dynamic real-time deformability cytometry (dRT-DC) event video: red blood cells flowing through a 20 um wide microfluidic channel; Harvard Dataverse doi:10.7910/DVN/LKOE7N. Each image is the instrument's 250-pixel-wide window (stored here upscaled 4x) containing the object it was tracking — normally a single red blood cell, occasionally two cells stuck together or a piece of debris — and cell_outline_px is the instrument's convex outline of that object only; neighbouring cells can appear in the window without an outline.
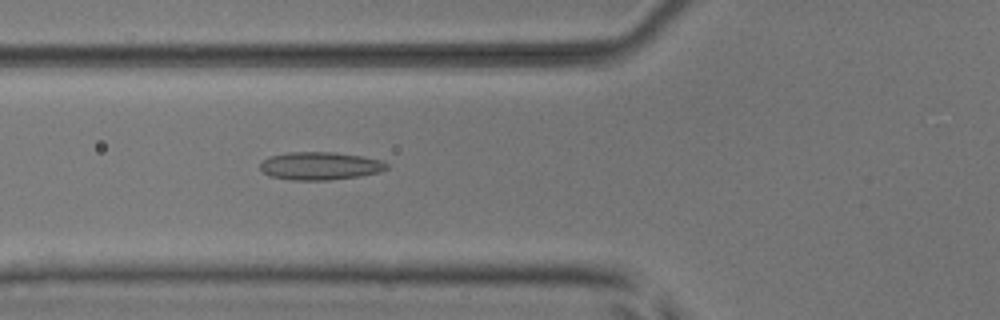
{"species": "common noctule bat (a hibernating species)", "species_latin": "Nyctalus noctula", "temperature_condition": "room temperature", "stored_images_in_passage": 52, "camera_frame_rate_fps": 3000, "um_per_image_px": 0.085, "animal": {"sex": "male", "body_mass_g": 17.9, "forearm_length_mm": 54.2}, "frame": {"image": 1, "passage_image": 19, "time_ms": 6.0, "image_size_px": [1000, 320], "cell_outline_px": [[388, 168], [380, 172], [360, 176], [328, 180], [292, 180], [268, 176], [260, 168], [260, 164], [268, 156], [288, 152], [336, 152], [360, 156], [380, 160], [388, 164]], "centroid_in_image_um": [27.19, 14.1], "position_along_channel_um": 98.6, "area_um2": 20.63}}
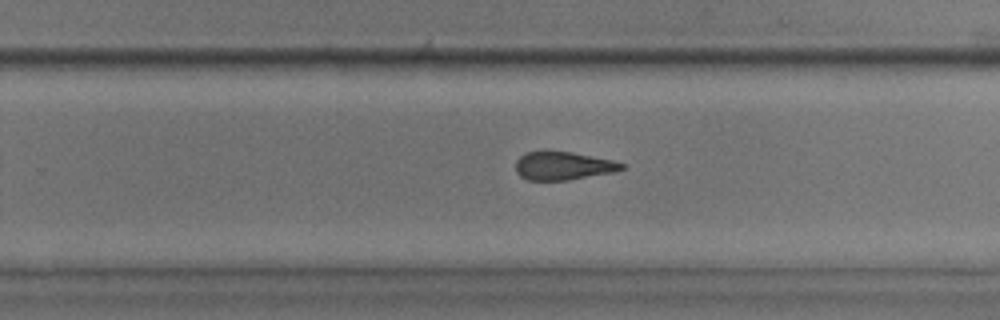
{"frame": {"image": 2, "passage_image": 33, "time_ms": 10.667, "image_size_px": [1000, 320], "cell_outline_px": [[624, 168], [616, 172], [568, 180], [528, 180], [520, 176], [516, 172], [516, 160], [520, 156], [528, 152], [544, 148], [572, 152], [612, 160], [624, 164]], "centroid_in_image_um": [47.83, 14.06], "position_along_channel_um": 282.0, "area_um2": 17.92}}
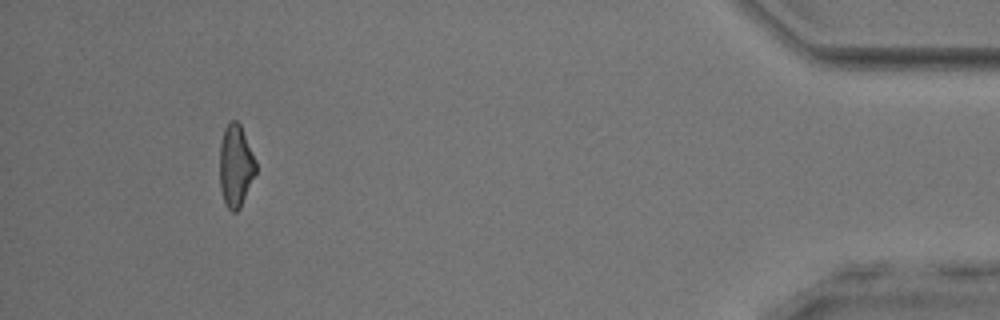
{"frame": {"image": 3, "passage_image": 48, "time_ms": 15.667, "image_size_px": [1000, 320], "cell_outline_px": [[256, 172], [240, 208], [236, 212], [232, 212], [224, 204], [220, 188], [220, 144], [224, 128], [232, 120], [236, 120], [240, 124], [256, 160]], "centroid_in_image_um": [20.03, 14.11], "position_along_channel_um": 415.2, "area_um2": 17.34}, "authors_computed_cell_mechanics": {"area_um2": 18.9006, "velocity_mm_per_s": 3.9406, "shape_relaxation_time_tau1_ms": null, "shape_relaxation_time_tau2_ms": 2.2746, "deformation_change_tau1": null, "deformation_change_tau2": 0.1069}}